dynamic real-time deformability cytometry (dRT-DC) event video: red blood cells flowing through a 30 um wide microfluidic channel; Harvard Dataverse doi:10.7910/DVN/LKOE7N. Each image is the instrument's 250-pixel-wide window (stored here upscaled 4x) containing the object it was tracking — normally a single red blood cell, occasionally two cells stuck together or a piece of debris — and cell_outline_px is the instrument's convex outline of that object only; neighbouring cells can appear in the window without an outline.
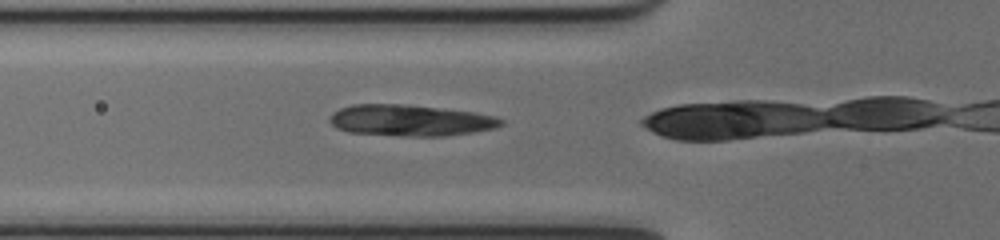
{"species": "common noctule bat (a hibernating species)", "species_latin": "Nyctalus noctula", "temperature_condition": "cold", "stored_images_in_passage": 3, "camera_frame_rate_fps": 3000, "um_per_image_px": 0.085, "animal": {"sex": "female", "body_mass_g": 17.0, "forearm_length_mm": 48.0}, "frame": {"image": 1, "passage_image": 2, "time_ms": 0.333, "image_size_px": [1000, 240], "cell_outline_px": [[504, 124], [496, 128], [472, 132], [444, 136], [400, 136], [348, 132], [336, 128], [328, 120], [332, 112], [340, 108], [352, 104], [404, 104], [472, 112], [496, 116], [504, 120]], "centroid_in_image_um": [34.85, 10.23], "position_along_channel_um": 90.9, "area_um2": 31.33}}